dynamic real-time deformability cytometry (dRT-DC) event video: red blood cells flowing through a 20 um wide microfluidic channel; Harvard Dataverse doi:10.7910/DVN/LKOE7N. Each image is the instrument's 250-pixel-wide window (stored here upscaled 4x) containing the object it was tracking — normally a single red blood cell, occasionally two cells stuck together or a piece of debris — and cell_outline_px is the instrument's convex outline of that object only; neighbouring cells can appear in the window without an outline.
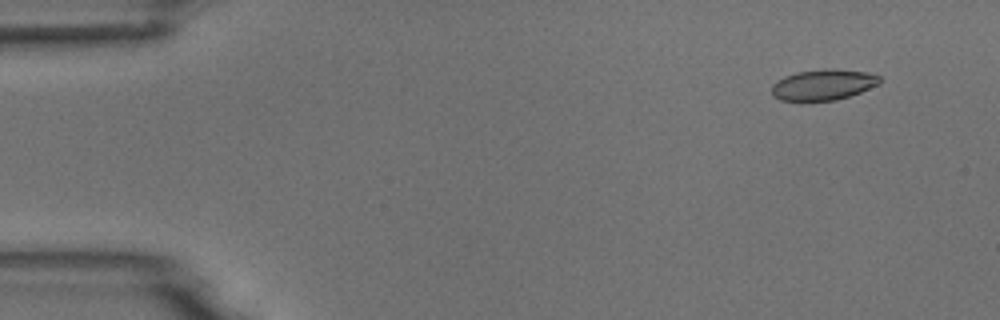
{"species": "common noctule bat (a hibernating species)", "species_latin": "Nyctalus noctula", "temperature_condition": "room temperature", "stored_images_in_passage": 4, "camera_frame_rate_fps": 3000, "um_per_image_px": 0.085, "animal": {"sex": "male", "body_mass_g": 18.8}, "frame": {"image": 1, "passage_image": 1, "time_ms": 0.0, "image_size_px": [1000, 320], "cell_outline_px": [[880, 84], [860, 92], [836, 100], [780, 100], [772, 96], [772, 84], [776, 80], [784, 76], [796, 72], [828, 68], [832, 68], [868, 72], [880, 76]], "centroid_in_image_um": [69.97, 7.18], "position_along_channel_um": 15.0, "area_um2": 19.42}}
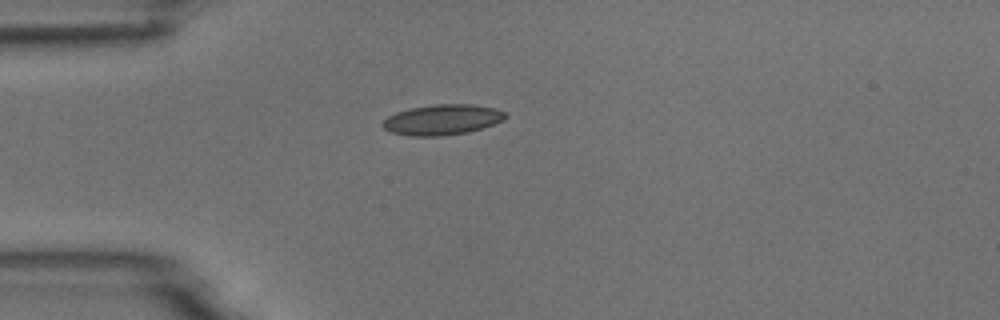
{"frame": {"image": 2, "passage_image": 4, "time_ms": 1.0, "image_size_px": [1000, 320], "cell_outline_px": [[508, 116], [504, 120], [468, 132], [440, 136], [408, 136], [392, 132], [384, 128], [380, 124], [388, 116], [396, 112], [412, 108], [436, 104], [472, 104], [492, 108], [504, 112]], "centroid_in_image_um": [37.57, 10.18], "position_along_channel_um": 47.4, "area_um2": 21.56}}